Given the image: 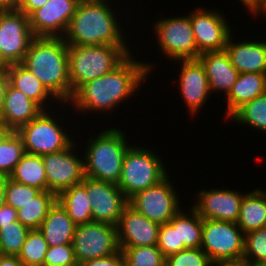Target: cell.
Returning a JSON list of instances; mask_svg holds the SVG:
<instances>
[{
	"label": "cell",
	"instance_id": "obj_1",
	"mask_svg": "<svg viewBox=\"0 0 266 266\" xmlns=\"http://www.w3.org/2000/svg\"><path fill=\"white\" fill-rule=\"evenodd\" d=\"M129 54L116 68L94 80L83 84L74 94L68 105L77 112H108L119 107L127 98L133 97L136 90L152 74L151 63L136 61Z\"/></svg>",
	"mask_w": 266,
	"mask_h": 266
},
{
	"label": "cell",
	"instance_id": "obj_2",
	"mask_svg": "<svg viewBox=\"0 0 266 266\" xmlns=\"http://www.w3.org/2000/svg\"><path fill=\"white\" fill-rule=\"evenodd\" d=\"M22 64L62 104L71 101L68 44L64 38L36 37Z\"/></svg>",
	"mask_w": 266,
	"mask_h": 266
},
{
	"label": "cell",
	"instance_id": "obj_3",
	"mask_svg": "<svg viewBox=\"0 0 266 266\" xmlns=\"http://www.w3.org/2000/svg\"><path fill=\"white\" fill-rule=\"evenodd\" d=\"M108 2L80 0L64 35L67 44L129 47Z\"/></svg>",
	"mask_w": 266,
	"mask_h": 266
},
{
	"label": "cell",
	"instance_id": "obj_4",
	"mask_svg": "<svg viewBox=\"0 0 266 266\" xmlns=\"http://www.w3.org/2000/svg\"><path fill=\"white\" fill-rule=\"evenodd\" d=\"M126 136L120 128L109 127L89 138L83 152L85 177L118 184L124 156L131 146Z\"/></svg>",
	"mask_w": 266,
	"mask_h": 266
},
{
	"label": "cell",
	"instance_id": "obj_5",
	"mask_svg": "<svg viewBox=\"0 0 266 266\" xmlns=\"http://www.w3.org/2000/svg\"><path fill=\"white\" fill-rule=\"evenodd\" d=\"M131 52L129 47L68 44L71 99L83 84L111 72Z\"/></svg>",
	"mask_w": 266,
	"mask_h": 266
},
{
	"label": "cell",
	"instance_id": "obj_6",
	"mask_svg": "<svg viewBox=\"0 0 266 266\" xmlns=\"http://www.w3.org/2000/svg\"><path fill=\"white\" fill-rule=\"evenodd\" d=\"M156 154L157 152L137 147L136 144L128 148L117 184L128 200L169 175L163 161Z\"/></svg>",
	"mask_w": 266,
	"mask_h": 266
},
{
	"label": "cell",
	"instance_id": "obj_7",
	"mask_svg": "<svg viewBox=\"0 0 266 266\" xmlns=\"http://www.w3.org/2000/svg\"><path fill=\"white\" fill-rule=\"evenodd\" d=\"M201 249L213 264L243 260L244 233L237 223L203 219Z\"/></svg>",
	"mask_w": 266,
	"mask_h": 266
},
{
	"label": "cell",
	"instance_id": "obj_8",
	"mask_svg": "<svg viewBox=\"0 0 266 266\" xmlns=\"http://www.w3.org/2000/svg\"><path fill=\"white\" fill-rule=\"evenodd\" d=\"M52 114L43 110L17 131L23 140L25 153L42 156L66 149L74 141L67 130H63V125L60 126V121L58 124V116Z\"/></svg>",
	"mask_w": 266,
	"mask_h": 266
},
{
	"label": "cell",
	"instance_id": "obj_9",
	"mask_svg": "<svg viewBox=\"0 0 266 266\" xmlns=\"http://www.w3.org/2000/svg\"><path fill=\"white\" fill-rule=\"evenodd\" d=\"M157 42L164 57L171 60L198 59L196 41L190 16H177L160 19L153 26Z\"/></svg>",
	"mask_w": 266,
	"mask_h": 266
},
{
	"label": "cell",
	"instance_id": "obj_10",
	"mask_svg": "<svg viewBox=\"0 0 266 266\" xmlns=\"http://www.w3.org/2000/svg\"><path fill=\"white\" fill-rule=\"evenodd\" d=\"M73 249L77 263L100 259L117 253V226L102 222L76 225Z\"/></svg>",
	"mask_w": 266,
	"mask_h": 266
},
{
	"label": "cell",
	"instance_id": "obj_11",
	"mask_svg": "<svg viewBox=\"0 0 266 266\" xmlns=\"http://www.w3.org/2000/svg\"><path fill=\"white\" fill-rule=\"evenodd\" d=\"M167 175L156 185L136 193L128 202L140 214L158 224L169 221L182 209L179 192L176 193L174 183Z\"/></svg>",
	"mask_w": 266,
	"mask_h": 266
},
{
	"label": "cell",
	"instance_id": "obj_12",
	"mask_svg": "<svg viewBox=\"0 0 266 266\" xmlns=\"http://www.w3.org/2000/svg\"><path fill=\"white\" fill-rule=\"evenodd\" d=\"M35 38L26 14L18 9L0 10V54L8 65L22 63Z\"/></svg>",
	"mask_w": 266,
	"mask_h": 266
},
{
	"label": "cell",
	"instance_id": "obj_13",
	"mask_svg": "<svg viewBox=\"0 0 266 266\" xmlns=\"http://www.w3.org/2000/svg\"><path fill=\"white\" fill-rule=\"evenodd\" d=\"M75 143L74 140L66 149L42 155L48 191L56 196L73 185L81 183L85 178L84 158L75 155L74 148L77 147Z\"/></svg>",
	"mask_w": 266,
	"mask_h": 266
},
{
	"label": "cell",
	"instance_id": "obj_14",
	"mask_svg": "<svg viewBox=\"0 0 266 266\" xmlns=\"http://www.w3.org/2000/svg\"><path fill=\"white\" fill-rule=\"evenodd\" d=\"M81 184L85 187L94 222L117 226L128 199L117 184L85 177Z\"/></svg>",
	"mask_w": 266,
	"mask_h": 266
},
{
	"label": "cell",
	"instance_id": "obj_15",
	"mask_svg": "<svg viewBox=\"0 0 266 266\" xmlns=\"http://www.w3.org/2000/svg\"><path fill=\"white\" fill-rule=\"evenodd\" d=\"M218 10L197 7L189 13L197 51H223L231 31L230 24Z\"/></svg>",
	"mask_w": 266,
	"mask_h": 266
},
{
	"label": "cell",
	"instance_id": "obj_16",
	"mask_svg": "<svg viewBox=\"0 0 266 266\" xmlns=\"http://www.w3.org/2000/svg\"><path fill=\"white\" fill-rule=\"evenodd\" d=\"M80 0H49L29 17L35 37L63 38Z\"/></svg>",
	"mask_w": 266,
	"mask_h": 266
},
{
	"label": "cell",
	"instance_id": "obj_17",
	"mask_svg": "<svg viewBox=\"0 0 266 266\" xmlns=\"http://www.w3.org/2000/svg\"><path fill=\"white\" fill-rule=\"evenodd\" d=\"M225 188L201 189L192 208L202 219H215L236 223L240 214L241 201L245 193Z\"/></svg>",
	"mask_w": 266,
	"mask_h": 266
},
{
	"label": "cell",
	"instance_id": "obj_18",
	"mask_svg": "<svg viewBox=\"0 0 266 266\" xmlns=\"http://www.w3.org/2000/svg\"><path fill=\"white\" fill-rule=\"evenodd\" d=\"M159 229L160 224L149 220L128 204L117 224L120 250L126 247L157 245Z\"/></svg>",
	"mask_w": 266,
	"mask_h": 266
},
{
	"label": "cell",
	"instance_id": "obj_19",
	"mask_svg": "<svg viewBox=\"0 0 266 266\" xmlns=\"http://www.w3.org/2000/svg\"><path fill=\"white\" fill-rule=\"evenodd\" d=\"M179 87L189 114L199 113L212 94L209 88L206 71L199 59L179 60Z\"/></svg>",
	"mask_w": 266,
	"mask_h": 266
},
{
	"label": "cell",
	"instance_id": "obj_20",
	"mask_svg": "<svg viewBox=\"0 0 266 266\" xmlns=\"http://www.w3.org/2000/svg\"><path fill=\"white\" fill-rule=\"evenodd\" d=\"M230 34L225 51L230 62L239 73H261L266 74V41L243 40L233 42Z\"/></svg>",
	"mask_w": 266,
	"mask_h": 266
},
{
	"label": "cell",
	"instance_id": "obj_21",
	"mask_svg": "<svg viewBox=\"0 0 266 266\" xmlns=\"http://www.w3.org/2000/svg\"><path fill=\"white\" fill-rule=\"evenodd\" d=\"M198 59L205 68L210 91L223 92L226 97L239 75L226 51L204 52L199 55Z\"/></svg>",
	"mask_w": 266,
	"mask_h": 266
},
{
	"label": "cell",
	"instance_id": "obj_22",
	"mask_svg": "<svg viewBox=\"0 0 266 266\" xmlns=\"http://www.w3.org/2000/svg\"><path fill=\"white\" fill-rule=\"evenodd\" d=\"M42 111L36 102L8 83L0 121L11 131H18Z\"/></svg>",
	"mask_w": 266,
	"mask_h": 266
},
{
	"label": "cell",
	"instance_id": "obj_23",
	"mask_svg": "<svg viewBox=\"0 0 266 266\" xmlns=\"http://www.w3.org/2000/svg\"><path fill=\"white\" fill-rule=\"evenodd\" d=\"M6 76L12 87L36 102L43 110L49 109L46 105L52 104V100L60 103L22 63L10 64Z\"/></svg>",
	"mask_w": 266,
	"mask_h": 266
},
{
	"label": "cell",
	"instance_id": "obj_24",
	"mask_svg": "<svg viewBox=\"0 0 266 266\" xmlns=\"http://www.w3.org/2000/svg\"><path fill=\"white\" fill-rule=\"evenodd\" d=\"M264 93H266V74L239 73L237 81L225 97L227 103L225 116L230 118L244 104Z\"/></svg>",
	"mask_w": 266,
	"mask_h": 266
},
{
	"label": "cell",
	"instance_id": "obj_25",
	"mask_svg": "<svg viewBox=\"0 0 266 266\" xmlns=\"http://www.w3.org/2000/svg\"><path fill=\"white\" fill-rule=\"evenodd\" d=\"M76 224L67 211L56 201L49 209L39 230L49 247L72 244Z\"/></svg>",
	"mask_w": 266,
	"mask_h": 266
},
{
	"label": "cell",
	"instance_id": "obj_26",
	"mask_svg": "<svg viewBox=\"0 0 266 266\" xmlns=\"http://www.w3.org/2000/svg\"><path fill=\"white\" fill-rule=\"evenodd\" d=\"M236 223L244 234L266 226V190L257 188L245 193Z\"/></svg>",
	"mask_w": 266,
	"mask_h": 266
},
{
	"label": "cell",
	"instance_id": "obj_27",
	"mask_svg": "<svg viewBox=\"0 0 266 266\" xmlns=\"http://www.w3.org/2000/svg\"><path fill=\"white\" fill-rule=\"evenodd\" d=\"M57 202L67 211L76 225L93 221L92 208L85 187L79 183L62 191Z\"/></svg>",
	"mask_w": 266,
	"mask_h": 266
},
{
	"label": "cell",
	"instance_id": "obj_28",
	"mask_svg": "<svg viewBox=\"0 0 266 266\" xmlns=\"http://www.w3.org/2000/svg\"><path fill=\"white\" fill-rule=\"evenodd\" d=\"M186 213L181 209L169 223L178 228L179 251L186 248H200L202 244L203 219L190 207Z\"/></svg>",
	"mask_w": 266,
	"mask_h": 266
},
{
	"label": "cell",
	"instance_id": "obj_29",
	"mask_svg": "<svg viewBox=\"0 0 266 266\" xmlns=\"http://www.w3.org/2000/svg\"><path fill=\"white\" fill-rule=\"evenodd\" d=\"M9 178L17 183L48 191L42 156L25 153Z\"/></svg>",
	"mask_w": 266,
	"mask_h": 266
},
{
	"label": "cell",
	"instance_id": "obj_30",
	"mask_svg": "<svg viewBox=\"0 0 266 266\" xmlns=\"http://www.w3.org/2000/svg\"><path fill=\"white\" fill-rule=\"evenodd\" d=\"M57 201V196L49 191H41L32 201L18 212V221L30 230L39 229L49 209Z\"/></svg>",
	"mask_w": 266,
	"mask_h": 266
},
{
	"label": "cell",
	"instance_id": "obj_31",
	"mask_svg": "<svg viewBox=\"0 0 266 266\" xmlns=\"http://www.w3.org/2000/svg\"><path fill=\"white\" fill-rule=\"evenodd\" d=\"M229 119L244 126L266 132V93L240 107ZM266 134V133H265Z\"/></svg>",
	"mask_w": 266,
	"mask_h": 266
},
{
	"label": "cell",
	"instance_id": "obj_32",
	"mask_svg": "<svg viewBox=\"0 0 266 266\" xmlns=\"http://www.w3.org/2000/svg\"><path fill=\"white\" fill-rule=\"evenodd\" d=\"M24 154L21 136L11 131L0 143V176L9 177Z\"/></svg>",
	"mask_w": 266,
	"mask_h": 266
},
{
	"label": "cell",
	"instance_id": "obj_33",
	"mask_svg": "<svg viewBox=\"0 0 266 266\" xmlns=\"http://www.w3.org/2000/svg\"><path fill=\"white\" fill-rule=\"evenodd\" d=\"M48 243L39 229L30 230L18 258L23 266H44Z\"/></svg>",
	"mask_w": 266,
	"mask_h": 266
},
{
	"label": "cell",
	"instance_id": "obj_34",
	"mask_svg": "<svg viewBox=\"0 0 266 266\" xmlns=\"http://www.w3.org/2000/svg\"><path fill=\"white\" fill-rule=\"evenodd\" d=\"M30 229L19 221L0 228V255L18 256Z\"/></svg>",
	"mask_w": 266,
	"mask_h": 266
},
{
	"label": "cell",
	"instance_id": "obj_35",
	"mask_svg": "<svg viewBox=\"0 0 266 266\" xmlns=\"http://www.w3.org/2000/svg\"><path fill=\"white\" fill-rule=\"evenodd\" d=\"M122 253L126 266H165V257L157 245L126 247Z\"/></svg>",
	"mask_w": 266,
	"mask_h": 266
},
{
	"label": "cell",
	"instance_id": "obj_36",
	"mask_svg": "<svg viewBox=\"0 0 266 266\" xmlns=\"http://www.w3.org/2000/svg\"><path fill=\"white\" fill-rule=\"evenodd\" d=\"M243 260L252 265H266V226L244 234Z\"/></svg>",
	"mask_w": 266,
	"mask_h": 266
},
{
	"label": "cell",
	"instance_id": "obj_37",
	"mask_svg": "<svg viewBox=\"0 0 266 266\" xmlns=\"http://www.w3.org/2000/svg\"><path fill=\"white\" fill-rule=\"evenodd\" d=\"M41 190L28 185L20 184L6 177L5 198L6 203L16 210L21 209L32 201Z\"/></svg>",
	"mask_w": 266,
	"mask_h": 266
},
{
	"label": "cell",
	"instance_id": "obj_38",
	"mask_svg": "<svg viewBox=\"0 0 266 266\" xmlns=\"http://www.w3.org/2000/svg\"><path fill=\"white\" fill-rule=\"evenodd\" d=\"M165 266H214L201 248H186L165 258Z\"/></svg>",
	"mask_w": 266,
	"mask_h": 266
},
{
	"label": "cell",
	"instance_id": "obj_39",
	"mask_svg": "<svg viewBox=\"0 0 266 266\" xmlns=\"http://www.w3.org/2000/svg\"><path fill=\"white\" fill-rule=\"evenodd\" d=\"M44 266H78L73 244L48 247L44 258Z\"/></svg>",
	"mask_w": 266,
	"mask_h": 266
},
{
	"label": "cell",
	"instance_id": "obj_40",
	"mask_svg": "<svg viewBox=\"0 0 266 266\" xmlns=\"http://www.w3.org/2000/svg\"><path fill=\"white\" fill-rule=\"evenodd\" d=\"M157 246L161 250L165 258L172 254L178 253V228H174L170 223L161 224L159 229Z\"/></svg>",
	"mask_w": 266,
	"mask_h": 266
},
{
	"label": "cell",
	"instance_id": "obj_41",
	"mask_svg": "<svg viewBox=\"0 0 266 266\" xmlns=\"http://www.w3.org/2000/svg\"><path fill=\"white\" fill-rule=\"evenodd\" d=\"M78 266H126L125 258L121 250L117 253L100 259H92L81 262Z\"/></svg>",
	"mask_w": 266,
	"mask_h": 266
},
{
	"label": "cell",
	"instance_id": "obj_42",
	"mask_svg": "<svg viewBox=\"0 0 266 266\" xmlns=\"http://www.w3.org/2000/svg\"><path fill=\"white\" fill-rule=\"evenodd\" d=\"M15 221H18L17 210L5 203L0 207V228Z\"/></svg>",
	"mask_w": 266,
	"mask_h": 266
},
{
	"label": "cell",
	"instance_id": "obj_43",
	"mask_svg": "<svg viewBox=\"0 0 266 266\" xmlns=\"http://www.w3.org/2000/svg\"><path fill=\"white\" fill-rule=\"evenodd\" d=\"M49 0H21L18 10L29 16L33 11L41 8Z\"/></svg>",
	"mask_w": 266,
	"mask_h": 266
},
{
	"label": "cell",
	"instance_id": "obj_44",
	"mask_svg": "<svg viewBox=\"0 0 266 266\" xmlns=\"http://www.w3.org/2000/svg\"><path fill=\"white\" fill-rule=\"evenodd\" d=\"M8 83L9 82H8L6 74H0V120H1L2 113H3L5 95H6Z\"/></svg>",
	"mask_w": 266,
	"mask_h": 266
},
{
	"label": "cell",
	"instance_id": "obj_45",
	"mask_svg": "<svg viewBox=\"0 0 266 266\" xmlns=\"http://www.w3.org/2000/svg\"><path fill=\"white\" fill-rule=\"evenodd\" d=\"M0 266H23L18 256L0 255Z\"/></svg>",
	"mask_w": 266,
	"mask_h": 266
},
{
	"label": "cell",
	"instance_id": "obj_46",
	"mask_svg": "<svg viewBox=\"0 0 266 266\" xmlns=\"http://www.w3.org/2000/svg\"><path fill=\"white\" fill-rule=\"evenodd\" d=\"M21 0H0V10L18 9Z\"/></svg>",
	"mask_w": 266,
	"mask_h": 266
},
{
	"label": "cell",
	"instance_id": "obj_47",
	"mask_svg": "<svg viewBox=\"0 0 266 266\" xmlns=\"http://www.w3.org/2000/svg\"><path fill=\"white\" fill-rule=\"evenodd\" d=\"M6 177L0 176V207L6 203L5 198Z\"/></svg>",
	"mask_w": 266,
	"mask_h": 266
},
{
	"label": "cell",
	"instance_id": "obj_48",
	"mask_svg": "<svg viewBox=\"0 0 266 266\" xmlns=\"http://www.w3.org/2000/svg\"><path fill=\"white\" fill-rule=\"evenodd\" d=\"M214 266H252V264L247 261L240 260L235 262H222L219 264H215Z\"/></svg>",
	"mask_w": 266,
	"mask_h": 266
},
{
	"label": "cell",
	"instance_id": "obj_49",
	"mask_svg": "<svg viewBox=\"0 0 266 266\" xmlns=\"http://www.w3.org/2000/svg\"><path fill=\"white\" fill-rule=\"evenodd\" d=\"M241 3L243 4V6H245V8L250 11V14L252 13V15L255 16V0H240Z\"/></svg>",
	"mask_w": 266,
	"mask_h": 266
},
{
	"label": "cell",
	"instance_id": "obj_50",
	"mask_svg": "<svg viewBox=\"0 0 266 266\" xmlns=\"http://www.w3.org/2000/svg\"><path fill=\"white\" fill-rule=\"evenodd\" d=\"M10 132L11 130L3 122L0 121V143Z\"/></svg>",
	"mask_w": 266,
	"mask_h": 266
},
{
	"label": "cell",
	"instance_id": "obj_51",
	"mask_svg": "<svg viewBox=\"0 0 266 266\" xmlns=\"http://www.w3.org/2000/svg\"><path fill=\"white\" fill-rule=\"evenodd\" d=\"M266 4V0H255V15L260 14V12L264 9Z\"/></svg>",
	"mask_w": 266,
	"mask_h": 266
},
{
	"label": "cell",
	"instance_id": "obj_52",
	"mask_svg": "<svg viewBox=\"0 0 266 266\" xmlns=\"http://www.w3.org/2000/svg\"><path fill=\"white\" fill-rule=\"evenodd\" d=\"M8 66L9 65L6 63V61L2 58L0 54V74H6Z\"/></svg>",
	"mask_w": 266,
	"mask_h": 266
},
{
	"label": "cell",
	"instance_id": "obj_53",
	"mask_svg": "<svg viewBox=\"0 0 266 266\" xmlns=\"http://www.w3.org/2000/svg\"><path fill=\"white\" fill-rule=\"evenodd\" d=\"M260 13L263 15V18H264V17L266 18V4H265L264 9H263ZM264 15H265V16H264Z\"/></svg>",
	"mask_w": 266,
	"mask_h": 266
},
{
	"label": "cell",
	"instance_id": "obj_54",
	"mask_svg": "<svg viewBox=\"0 0 266 266\" xmlns=\"http://www.w3.org/2000/svg\"><path fill=\"white\" fill-rule=\"evenodd\" d=\"M90 1L108 2V0H90Z\"/></svg>",
	"mask_w": 266,
	"mask_h": 266
}]
</instances>
